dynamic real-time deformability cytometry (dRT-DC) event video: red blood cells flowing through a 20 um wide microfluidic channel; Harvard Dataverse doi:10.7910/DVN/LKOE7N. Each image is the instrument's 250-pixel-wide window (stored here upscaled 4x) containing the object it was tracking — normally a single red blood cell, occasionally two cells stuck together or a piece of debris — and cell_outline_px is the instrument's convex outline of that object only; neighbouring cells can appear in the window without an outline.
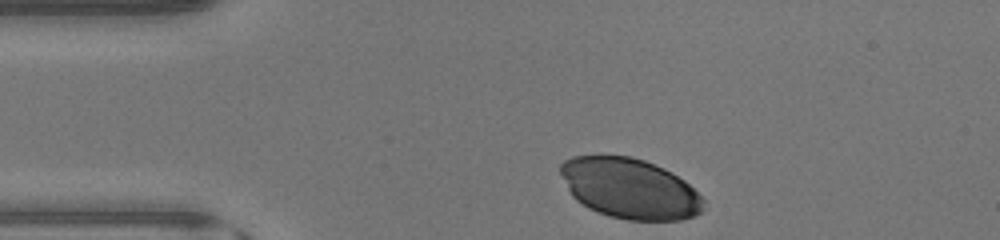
{"species": "human", "species_latin": "Homo sapiens", "temperature_condition": "warm", "stored_images_in_passage": 30, "camera_frame_rate_fps": 3000, "um_per_image_px": 0.085, "donor": {"sex": "male"}, "frame": {"image": 1, "passage_image": 1, "time_ms": 0.0, "image_size_px": [1000, 240], "cell_outline_px": [[704, 200], [700, 212], [692, 216], [680, 220], [628, 220], [608, 216], [596, 212], [588, 208], [576, 200], [572, 196], [560, 172], [560, 164], [564, 160], [572, 156], [600, 152], [628, 156], [644, 160], [664, 168], [672, 172], [684, 180]], "centroid_in_image_um": [53.46, 15.98], "position_along_channel_um": 31.5, "area_um2": 50.81}}
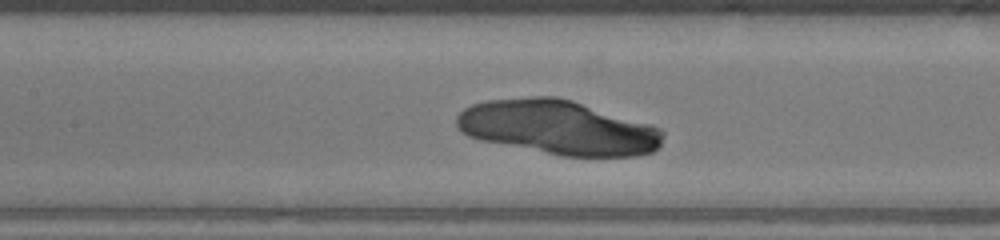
{"frame": {"image": 2, "passage_image": 13, "time_ms": 4.0, "image_size_px": [1000, 240], "cell_outline_px": [[664, 136], [660, 144], [652, 152], [636, 156], [560, 156], [480, 140], [468, 136], [460, 132], [456, 128], [456, 116], [464, 108], [472, 104], [484, 100], [532, 96], [556, 96], [572, 100], [648, 124], [660, 128], [664, 132]], "centroid_in_image_um": [47.38, 10.83], "position_along_channel_um": 160.0, "area_um2": 65.49}}
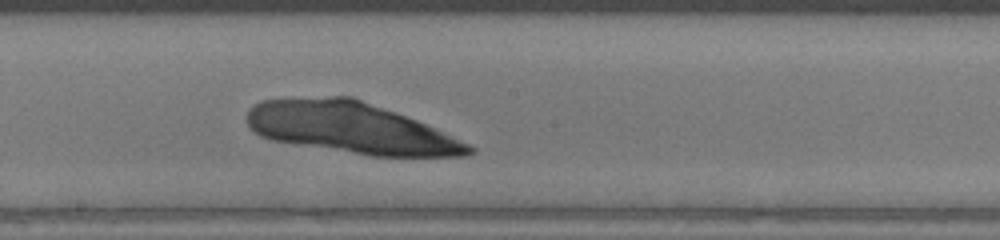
{"frame": {"image": 3, "passage_image": 17, "time_ms": 5.333, "image_size_px": [1000, 240], "cell_outline_px": [[476, 152], [464, 156], [372, 156], [272, 140], [260, 136], [248, 124], [248, 108], [260, 100], [332, 96], [352, 96], [396, 112], [416, 120], [468, 144], [476, 148]], "centroid_in_image_um": [29.79, 10.86], "position_along_channel_um": 218.4, "area_um2": 65.49}}